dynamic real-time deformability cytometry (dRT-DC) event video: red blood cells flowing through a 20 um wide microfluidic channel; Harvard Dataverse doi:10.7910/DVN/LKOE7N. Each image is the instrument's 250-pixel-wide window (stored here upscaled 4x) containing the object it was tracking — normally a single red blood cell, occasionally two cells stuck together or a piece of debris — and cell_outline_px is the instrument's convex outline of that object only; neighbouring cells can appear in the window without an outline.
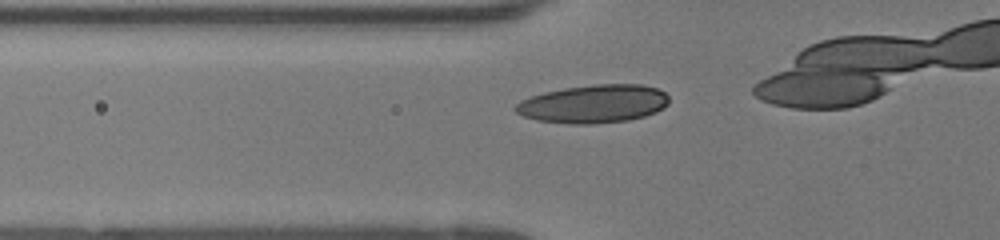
{"species": "human", "species_latin": "Homo sapiens", "temperature_condition": "room temperature", "stored_images_in_passage": 25, "camera_frame_rate_fps": 3000, "um_per_image_px": 0.085, "donor": {"sex": "female"}, "frame": {"image": 1, "passage_image": 2, "time_ms": 0.333, "image_size_px": [1000, 240], "cell_outline_px": [[668, 104], [664, 108], [656, 112], [644, 116], [628, 120], [592, 124], [568, 124], [536, 120], [524, 116], [516, 112], [512, 108], [520, 100], [544, 92], [564, 88], [596, 84], [640, 84], [656, 88], [664, 92], [668, 96]], "centroid_in_image_um": [50.44, 8.83], "position_along_channel_um": 75.4, "area_um2": 34.28}}
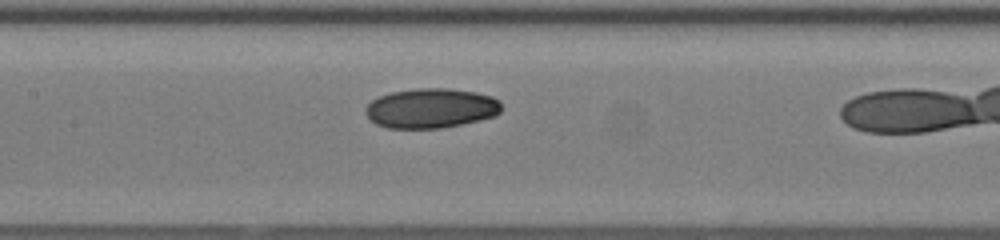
{"frame": {"image": 2, "passage_image": 9, "time_ms": 2.667, "image_size_px": [1000, 240], "cell_outline_px": [[500, 112], [496, 116], [480, 120], [440, 128], [388, 128], [376, 124], [364, 112], [364, 108], [372, 100], [380, 96], [392, 92], [416, 88], [448, 88], [476, 92], [492, 96], [500, 100]], "centroid_in_image_um": [36.64, 9.19], "position_along_channel_um": 170.8, "area_um2": 31.5}}
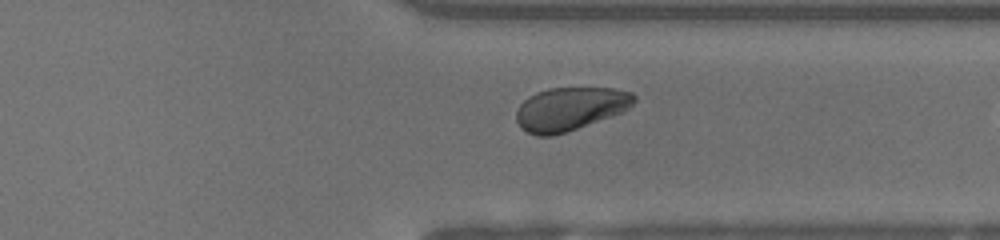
{"frame": {"image": 3, "passage_image": 23, "time_ms": 7.333, "image_size_px": [1000, 240], "cell_outline_px": [[636, 100], [628, 108], [620, 112], [568, 132], [552, 136], [536, 136], [520, 128], [516, 120], [516, 112], [520, 104], [528, 96], [536, 92], [548, 88], [612, 88], [632, 92], [636, 96]], "centroid_in_image_um": [48.42, 9.25], "position_along_channel_um": 363.0, "area_um2": 29.71}}